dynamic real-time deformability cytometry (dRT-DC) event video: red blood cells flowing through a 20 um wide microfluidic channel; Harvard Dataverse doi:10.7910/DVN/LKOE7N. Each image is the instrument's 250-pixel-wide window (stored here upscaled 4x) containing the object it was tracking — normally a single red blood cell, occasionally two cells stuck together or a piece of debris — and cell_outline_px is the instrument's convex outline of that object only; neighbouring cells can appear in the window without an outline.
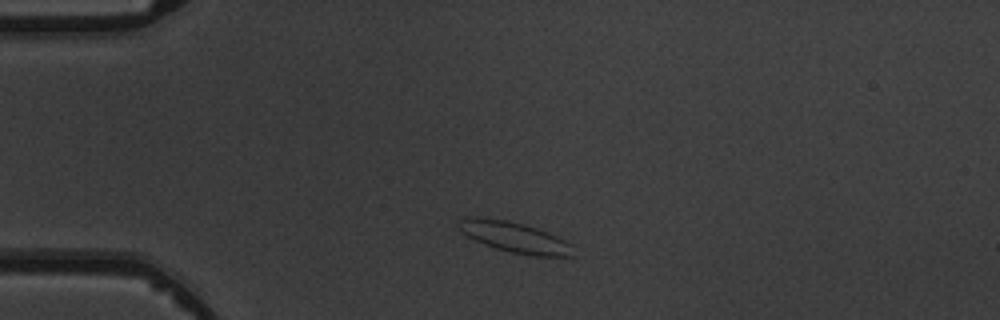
{"species": "common noctule bat (a hibernating species)", "species_latin": "Nyctalus noctula", "temperature_condition": "warm", "stored_images_in_passage": 3, "camera_frame_rate_fps": 3000, "um_per_image_px": 0.085, "animal": {"sex": "male", "body_mass_g": 19.5, "forearm_length_mm": 54.6}, "frame": {"image": 1, "passage_image": 1, "time_ms": 0.0, "image_size_px": [1000, 320], "cell_outline_px": [[572, 256], [532, 256], [512, 252], [496, 248], [484, 244], [468, 236], [460, 228], [460, 220], [464, 216], [476, 216], [508, 220], [524, 224], [548, 232], [564, 240], [568, 244]], "centroid_in_image_um": [43.69, 20.14], "position_along_channel_um": 41.3, "area_um2": 19.94}}